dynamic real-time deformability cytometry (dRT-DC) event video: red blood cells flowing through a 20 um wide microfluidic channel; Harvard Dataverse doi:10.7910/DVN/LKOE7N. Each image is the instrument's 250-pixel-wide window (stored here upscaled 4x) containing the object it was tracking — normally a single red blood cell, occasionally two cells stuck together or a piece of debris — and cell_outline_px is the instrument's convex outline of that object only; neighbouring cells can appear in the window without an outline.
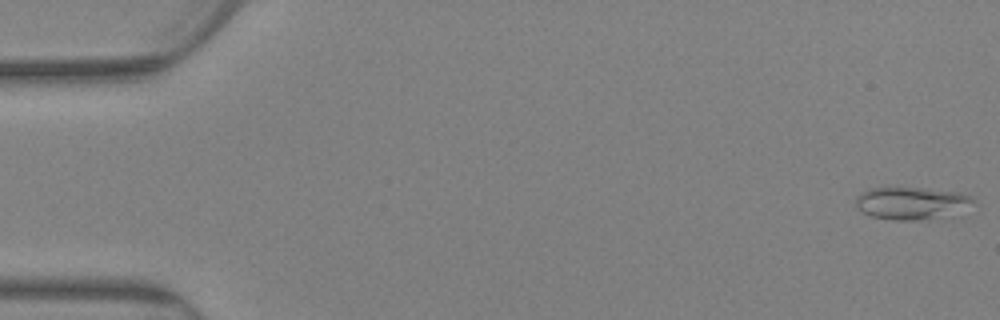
{"species": "Egyptian fruit bat (a non-hibernating species)", "species_latin": "Rousettus aegyptiacus", "temperature_condition": "warm", "stored_images_in_passage": 83, "camera_frame_rate_fps": 3000, "um_per_image_px": 0.085, "animal": {"sex": "female"}, "frame": {"image": 1, "passage_image": 1, "time_ms": 0.0, "image_size_px": [1000, 320], "cell_outline_px": [[976, 200], [932, 216], [920, 220], [892, 220], [872, 216], [860, 212], [856, 208], [856, 196], [860, 192], [868, 188], [924, 188], [956, 192], [972, 196]], "centroid_in_image_um": [77.21, 17.22], "position_along_channel_um": 7.8, "area_um2": 20.92}}
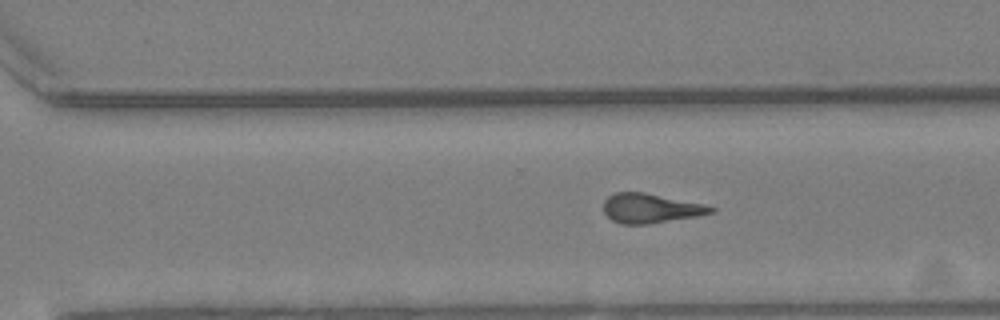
{"frame": {"image": 2, "passage_image": 57, "time_ms": 18.667, "image_size_px": [1000, 320], "cell_outline_px": [[716, 212], [696, 216], [648, 224], [620, 224], [612, 220], [604, 212], [604, 200], [608, 196], [616, 192], [644, 192], [704, 204], [716, 208]], "centroid_in_image_um": [55.3, 17.7], "position_along_channel_um": 315.3, "area_um2": 18.38}}
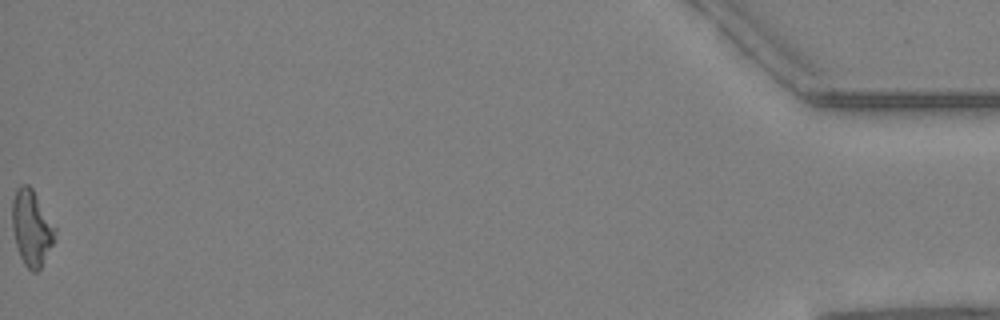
{"frame": {"image": 3, "passage_image": 83, "time_ms": 27.333, "image_size_px": [1000, 320], "cell_outline_px": [[56, 232], [52, 244], [40, 268], [36, 272], [32, 272], [24, 264], [20, 256], [16, 244], [12, 228], [12, 200], [16, 188], [20, 184], [28, 184], [32, 188], [56, 228]], "centroid_in_image_um": [2.66, 19.34], "position_along_channel_um": 432.5, "area_um2": 18.73}, "authors_computed_cell_mechanics": {"area_um2": 18.9584, "velocity_mm_per_s": 2.4965, "shape_relaxation_time_tau1_ms": null, "shape_relaxation_time_tau2_ms": 4.6469, "deformation_change_tau1": null, "deformation_change_tau2": 0.1382}}